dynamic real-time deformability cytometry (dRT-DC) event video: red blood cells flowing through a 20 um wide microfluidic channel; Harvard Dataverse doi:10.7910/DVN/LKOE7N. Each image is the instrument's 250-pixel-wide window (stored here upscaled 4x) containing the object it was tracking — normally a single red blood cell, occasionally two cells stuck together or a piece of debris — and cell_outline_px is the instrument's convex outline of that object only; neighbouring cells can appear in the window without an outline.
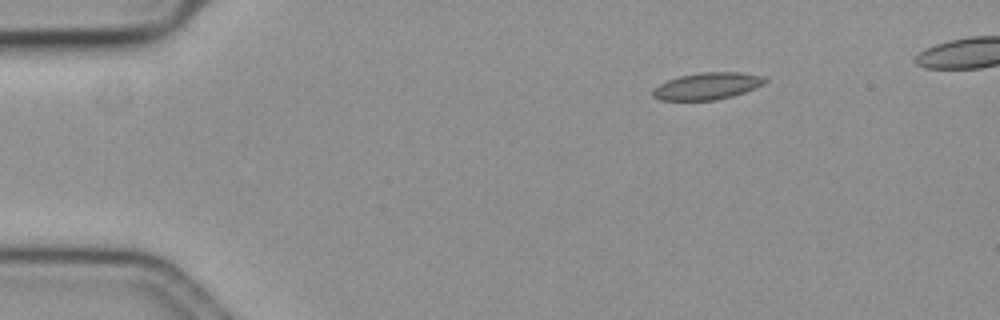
{"species": "common noctule bat (a hibernating species)", "species_latin": "Nyctalus noctula", "temperature_condition": "cold", "stored_images_in_passage": 6, "camera_frame_rate_fps": 3000, "um_per_image_px": 0.085, "animal": {"sex": "female", "body_mass_g": 19.3, "forearm_length_mm": 54.1}, "frame": {"image": 1, "passage_image": 1, "time_ms": 0.0, "image_size_px": [1000, 320], "cell_outline_px": [[768, 80], [764, 84], [756, 88], [732, 96], [716, 100], [660, 100], [652, 96], [652, 88], [668, 80], [680, 76], [700, 72], [744, 72], [764, 76]], "centroid_in_image_um": [60.14, 7.31], "position_along_channel_um": 24.9, "area_um2": 17.74}}